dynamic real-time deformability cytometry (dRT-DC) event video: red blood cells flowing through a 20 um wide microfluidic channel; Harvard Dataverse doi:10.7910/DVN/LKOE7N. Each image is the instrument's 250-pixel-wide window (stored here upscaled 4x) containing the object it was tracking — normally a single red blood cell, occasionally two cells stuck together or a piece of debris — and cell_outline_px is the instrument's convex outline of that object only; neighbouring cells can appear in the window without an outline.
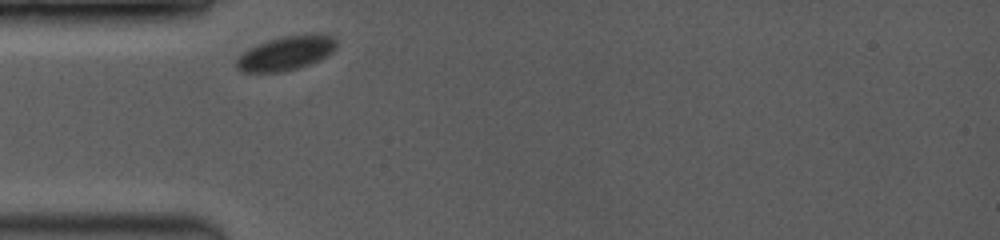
{"species": "common noctule bat (a hibernating species)", "species_latin": "Nyctalus noctula", "temperature_condition": "room temperature", "stored_images_in_passage": 13, "camera_frame_rate_fps": 3500, "um_per_image_px": 0.085, "animal": {"sex": "female", "body_mass_g": 19.0, "forearm_length_mm": 53.3}, "frame": {"image": 1, "passage_image": 1, "time_ms": 0.0, "image_size_px": [1000, 240], "cell_outline_px": [[336, 48], [328, 56], [320, 60], [296, 68], [280, 72], [240, 72], [236, 68], [236, 60], [248, 48], [268, 40], [284, 36], [312, 32], [316, 32], [332, 36], [336, 40]], "centroid_in_image_um": [24.34, 4.5], "position_along_channel_um": 60.7, "area_um2": 20.11}}
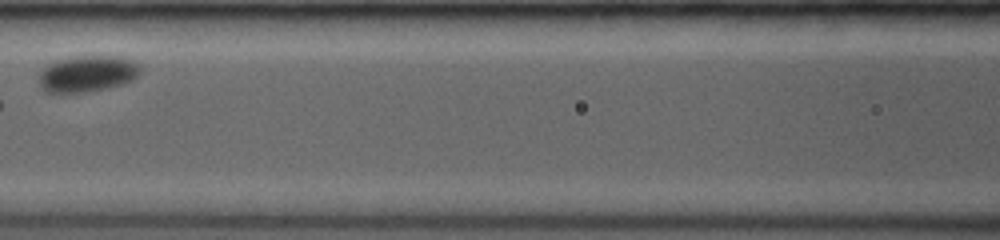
{"frame": {"image": 2, "passage_image": 5, "time_ms": 2.857, "image_size_px": [1000, 240], "cell_outline_px": [[140, 72], [132, 80], [120, 84], [88, 92], [44, 92], [40, 88], [40, 72], [48, 64], [56, 60], [76, 56], [120, 56], [136, 60], [140, 64]], "centroid_in_image_um": [7.44, 6.25], "position_along_channel_um": 159.2, "area_um2": 21.5}}
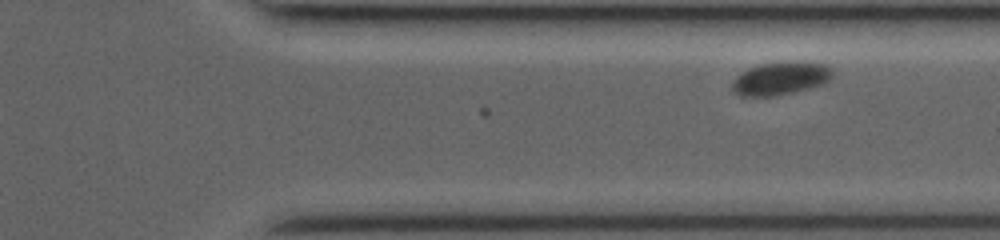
{"frame": {"image": 3, "passage_image": 13, "time_ms": 8.0, "image_size_px": [1000, 240], "cell_outline_px": [[832, 76], [824, 84], [776, 96], [740, 96], [732, 92], [732, 80], [740, 72], [748, 68], [760, 64], [784, 60], [800, 60], [828, 64], [832, 68]], "centroid_in_image_um": [66.34, 6.63], "position_along_channel_um": 345.1, "area_um2": 19.94}}